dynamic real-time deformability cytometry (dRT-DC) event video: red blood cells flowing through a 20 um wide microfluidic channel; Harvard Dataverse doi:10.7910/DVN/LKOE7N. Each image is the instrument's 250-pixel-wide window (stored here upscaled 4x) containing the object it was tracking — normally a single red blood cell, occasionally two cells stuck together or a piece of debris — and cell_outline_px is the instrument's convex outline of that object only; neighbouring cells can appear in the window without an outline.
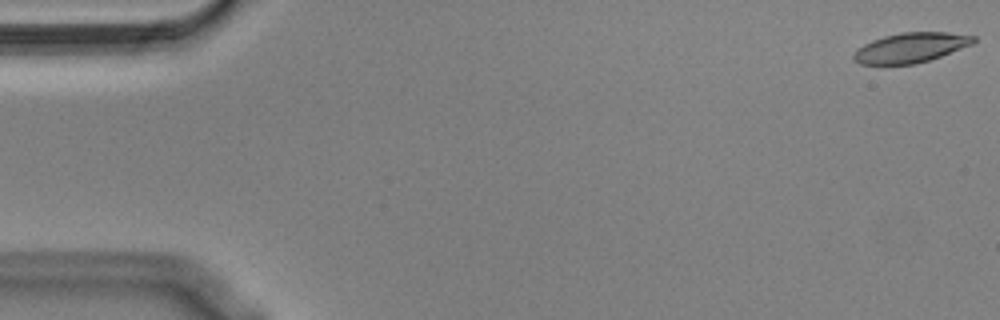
{"species": "Egyptian fruit bat (a non-hibernating species)", "species_latin": "Rousettus aegyptiacus", "temperature_condition": "cold", "stored_images_in_passage": 14, "camera_frame_rate_fps": 3000, "um_per_image_px": 0.085, "animal": {"sex": "male"}, "frame": {"image": 1, "passage_image": 1, "time_ms": 0.0, "image_size_px": [1000, 320], "cell_outline_px": [[976, 40], [972, 44], [940, 56], [916, 64], [860, 64], [852, 60], [852, 56], [864, 44], [872, 40], [884, 36], [900, 32], [948, 32], [976, 36]], "centroid_in_image_um": [77.41, 4.04], "position_along_channel_um": 7.6, "area_um2": 20.69}}
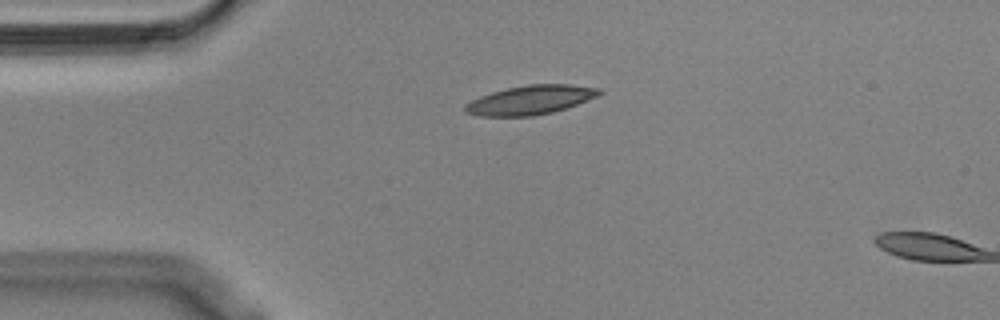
{"frame": {"image": 2, "passage_image": 13, "time_ms": 4.0, "image_size_px": [1000, 320], "cell_outline_px": [[604, 92], [596, 96], [576, 104], [552, 112], [532, 116], [480, 116], [464, 112], [464, 104], [480, 96], [492, 92], [508, 88], [528, 84], [568, 84], [600, 88]], "centroid_in_image_um": [45.06, 8.49], "position_along_channel_um": 39.9, "area_um2": 22.54}}